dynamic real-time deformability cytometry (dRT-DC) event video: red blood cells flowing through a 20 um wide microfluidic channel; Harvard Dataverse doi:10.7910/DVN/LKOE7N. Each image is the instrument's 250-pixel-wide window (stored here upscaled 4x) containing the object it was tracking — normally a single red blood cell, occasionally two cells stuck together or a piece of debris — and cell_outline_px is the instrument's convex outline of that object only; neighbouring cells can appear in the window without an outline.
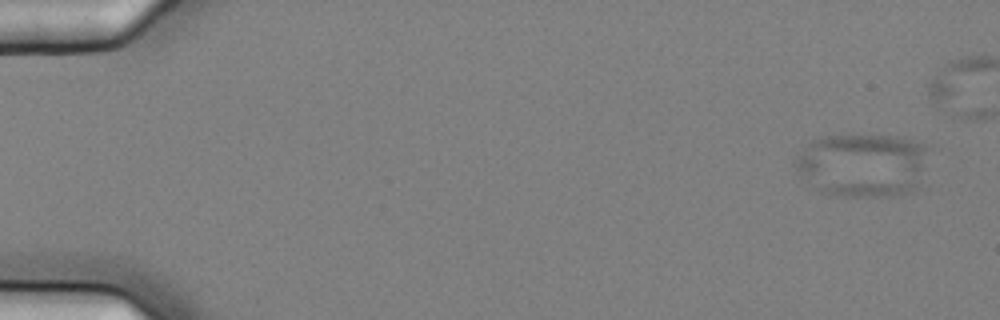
{"species": "common noctule bat (a hibernating species)", "species_latin": "Nyctalus noctula", "temperature_condition": "cold", "stored_images_in_passage": 5, "camera_frame_rate_fps": 3000, "um_per_image_px": 0.085, "animal": {"sex": "female", "body_mass_g": 25.1}, "frame": {"image": 1, "passage_image": 1, "time_ms": 0.0, "image_size_px": [1000, 320], "cell_outline_px": [[924, 168], [916, 188], [912, 192], [896, 196], [844, 196], [820, 192], [800, 176], [792, 164], [796, 156], [812, 140], [824, 136], [896, 136], [912, 140], [924, 144]], "centroid_in_image_um": [73.26, 14.05], "position_along_channel_um": 11.7, "area_um2": 49.19}}